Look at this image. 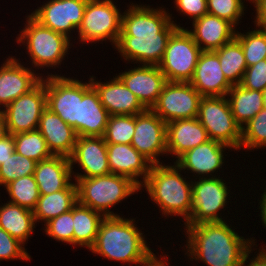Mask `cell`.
Instances as JSON below:
<instances>
[{
	"label": "cell",
	"mask_w": 266,
	"mask_h": 266,
	"mask_svg": "<svg viewBox=\"0 0 266 266\" xmlns=\"http://www.w3.org/2000/svg\"><path fill=\"white\" fill-rule=\"evenodd\" d=\"M122 13L121 32L115 49L126 61L158 66L168 40L181 26L172 21L165 9L133 5Z\"/></svg>",
	"instance_id": "obj_1"
},
{
	"label": "cell",
	"mask_w": 266,
	"mask_h": 266,
	"mask_svg": "<svg viewBox=\"0 0 266 266\" xmlns=\"http://www.w3.org/2000/svg\"><path fill=\"white\" fill-rule=\"evenodd\" d=\"M186 249L192 261H203L207 266H241L243 257L255 240L239 236L225 222H206L185 225Z\"/></svg>",
	"instance_id": "obj_2"
},
{
	"label": "cell",
	"mask_w": 266,
	"mask_h": 266,
	"mask_svg": "<svg viewBox=\"0 0 266 266\" xmlns=\"http://www.w3.org/2000/svg\"><path fill=\"white\" fill-rule=\"evenodd\" d=\"M134 222V219H124L122 216L105 217L90 248L92 253L129 265L146 263L154 253L146 244L144 233Z\"/></svg>",
	"instance_id": "obj_3"
},
{
	"label": "cell",
	"mask_w": 266,
	"mask_h": 266,
	"mask_svg": "<svg viewBox=\"0 0 266 266\" xmlns=\"http://www.w3.org/2000/svg\"><path fill=\"white\" fill-rule=\"evenodd\" d=\"M182 170L174 165L153 164L148 177L140 188H146L151 200L166 216H182L186 223L191 215L192 181L180 174ZM182 175V176H181Z\"/></svg>",
	"instance_id": "obj_4"
},
{
	"label": "cell",
	"mask_w": 266,
	"mask_h": 266,
	"mask_svg": "<svg viewBox=\"0 0 266 266\" xmlns=\"http://www.w3.org/2000/svg\"><path fill=\"white\" fill-rule=\"evenodd\" d=\"M78 202L105 217L120 216L109 208L141 190L131 178L124 175L108 174L90 178H75Z\"/></svg>",
	"instance_id": "obj_5"
},
{
	"label": "cell",
	"mask_w": 266,
	"mask_h": 266,
	"mask_svg": "<svg viewBox=\"0 0 266 266\" xmlns=\"http://www.w3.org/2000/svg\"><path fill=\"white\" fill-rule=\"evenodd\" d=\"M25 28L16 37L17 43L26 45L34 68L58 67L70 48V39L65 35L42 26L31 15L26 19ZM25 43V44H24ZM63 59V60H62Z\"/></svg>",
	"instance_id": "obj_6"
},
{
	"label": "cell",
	"mask_w": 266,
	"mask_h": 266,
	"mask_svg": "<svg viewBox=\"0 0 266 266\" xmlns=\"http://www.w3.org/2000/svg\"><path fill=\"white\" fill-rule=\"evenodd\" d=\"M197 119L209 139L237 151L241 144V126L235 121L226 96L201 97Z\"/></svg>",
	"instance_id": "obj_7"
},
{
	"label": "cell",
	"mask_w": 266,
	"mask_h": 266,
	"mask_svg": "<svg viewBox=\"0 0 266 266\" xmlns=\"http://www.w3.org/2000/svg\"><path fill=\"white\" fill-rule=\"evenodd\" d=\"M201 52L188 29L177 28L170 36L158 66L167 81L190 82Z\"/></svg>",
	"instance_id": "obj_8"
},
{
	"label": "cell",
	"mask_w": 266,
	"mask_h": 266,
	"mask_svg": "<svg viewBox=\"0 0 266 266\" xmlns=\"http://www.w3.org/2000/svg\"><path fill=\"white\" fill-rule=\"evenodd\" d=\"M119 10L113 0H88L82 23L77 29L79 42L97 43L108 39L115 47L122 24Z\"/></svg>",
	"instance_id": "obj_9"
},
{
	"label": "cell",
	"mask_w": 266,
	"mask_h": 266,
	"mask_svg": "<svg viewBox=\"0 0 266 266\" xmlns=\"http://www.w3.org/2000/svg\"><path fill=\"white\" fill-rule=\"evenodd\" d=\"M45 78L46 107L72 126L77 134L80 100L92 87L90 80L82 83L77 79L52 73Z\"/></svg>",
	"instance_id": "obj_10"
},
{
	"label": "cell",
	"mask_w": 266,
	"mask_h": 266,
	"mask_svg": "<svg viewBox=\"0 0 266 266\" xmlns=\"http://www.w3.org/2000/svg\"><path fill=\"white\" fill-rule=\"evenodd\" d=\"M192 181V206L189 220L185 225H197L206 222H220L218 214L227 204L230 193L225 180L212 175L210 178H196Z\"/></svg>",
	"instance_id": "obj_11"
},
{
	"label": "cell",
	"mask_w": 266,
	"mask_h": 266,
	"mask_svg": "<svg viewBox=\"0 0 266 266\" xmlns=\"http://www.w3.org/2000/svg\"><path fill=\"white\" fill-rule=\"evenodd\" d=\"M201 97L189 82L167 81L151 110L166 124L177 119L196 118Z\"/></svg>",
	"instance_id": "obj_12"
},
{
	"label": "cell",
	"mask_w": 266,
	"mask_h": 266,
	"mask_svg": "<svg viewBox=\"0 0 266 266\" xmlns=\"http://www.w3.org/2000/svg\"><path fill=\"white\" fill-rule=\"evenodd\" d=\"M45 78L30 92L21 95L2 111L8 134H18L38 129L43 110L46 108Z\"/></svg>",
	"instance_id": "obj_13"
},
{
	"label": "cell",
	"mask_w": 266,
	"mask_h": 266,
	"mask_svg": "<svg viewBox=\"0 0 266 266\" xmlns=\"http://www.w3.org/2000/svg\"><path fill=\"white\" fill-rule=\"evenodd\" d=\"M167 124L151 109L135 115L131 145L152 164H162L158 157L167 154Z\"/></svg>",
	"instance_id": "obj_14"
},
{
	"label": "cell",
	"mask_w": 266,
	"mask_h": 266,
	"mask_svg": "<svg viewBox=\"0 0 266 266\" xmlns=\"http://www.w3.org/2000/svg\"><path fill=\"white\" fill-rule=\"evenodd\" d=\"M87 1L49 0L30 15L42 26L70 39L71 31L77 30L82 23Z\"/></svg>",
	"instance_id": "obj_15"
},
{
	"label": "cell",
	"mask_w": 266,
	"mask_h": 266,
	"mask_svg": "<svg viewBox=\"0 0 266 266\" xmlns=\"http://www.w3.org/2000/svg\"><path fill=\"white\" fill-rule=\"evenodd\" d=\"M71 166L78 163L85 174H74L73 178H90L111 174L107 159V144L103 137L77 136Z\"/></svg>",
	"instance_id": "obj_16"
},
{
	"label": "cell",
	"mask_w": 266,
	"mask_h": 266,
	"mask_svg": "<svg viewBox=\"0 0 266 266\" xmlns=\"http://www.w3.org/2000/svg\"><path fill=\"white\" fill-rule=\"evenodd\" d=\"M117 76L146 109L156 103L167 82L159 66L154 65L134 67Z\"/></svg>",
	"instance_id": "obj_17"
},
{
	"label": "cell",
	"mask_w": 266,
	"mask_h": 266,
	"mask_svg": "<svg viewBox=\"0 0 266 266\" xmlns=\"http://www.w3.org/2000/svg\"><path fill=\"white\" fill-rule=\"evenodd\" d=\"M43 79L34 70L24 67L16 58L8 57L0 68V105L5 108L12 101L30 92Z\"/></svg>",
	"instance_id": "obj_18"
},
{
	"label": "cell",
	"mask_w": 266,
	"mask_h": 266,
	"mask_svg": "<svg viewBox=\"0 0 266 266\" xmlns=\"http://www.w3.org/2000/svg\"><path fill=\"white\" fill-rule=\"evenodd\" d=\"M202 97L226 96L232 85L225 78L218 55L202 51L189 82Z\"/></svg>",
	"instance_id": "obj_19"
},
{
	"label": "cell",
	"mask_w": 266,
	"mask_h": 266,
	"mask_svg": "<svg viewBox=\"0 0 266 266\" xmlns=\"http://www.w3.org/2000/svg\"><path fill=\"white\" fill-rule=\"evenodd\" d=\"M93 78V76L90 77V82L110 116L136 115L146 110L118 76H113V79L106 83L95 81Z\"/></svg>",
	"instance_id": "obj_20"
},
{
	"label": "cell",
	"mask_w": 266,
	"mask_h": 266,
	"mask_svg": "<svg viewBox=\"0 0 266 266\" xmlns=\"http://www.w3.org/2000/svg\"><path fill=\"white\" fill-rule=\"evenodd\" d=\"M226 148L231 149L228 145L210 139L206 143L186 151L175 160V163L183 171L187 169L191 173H196L195 175L198 174L195 177L199 176L200 178L202 176L201 178H210L212 173L214 174L216 170L218 172L222 168L224 164L223 153Z\"/></svg>",
	"instance_id": "obj_21"
},
{
	"label": "cell",
	"mask_w": 266,
	"mask_h": 266,
	"mask_svg": "<svg viewBox=\"0 0 266 266\" xmlns=\"http://www.w3.org/2000/svg\"><path fill=\"white\" fill-rule=\"evenodd\" d=\"M107 159L112 174L129 177L139 186L144 183L153 165L131 144H107Z\"/></svg>",
	"instance_id": "obj_22"
},
{
	"label": "cell",
	"mask_w": 266,
	"mask_h": 266,
	"mask_svg": "<svg viewBox=\"0 0 266 266\" xmlns=\"http://www.w3.org/2000/svg\"><path fill=\"white\" fill-rule=\"evenodd\" d=\"M192 25L194 29L188 32L202 51H215L231 42L236 35L232 23L209 13L193 20Z\"/></svg>",
	"instance_id": "obj_23"
},
{
	"label": "cell",
	"mask_w": 266,
	"mask_h": 266,
	"mask_svg": "<svg viewBox=\"0 0 266 266\" xmlns=\"http://www.w3.org/2000/svg\"><path fill=\"white\" fill-rule=\"evenodd\" d=\"M38 130L53 155L70 157L73 154L77 140L75 130L47 107L41 114Z\"/></svg>",
	"instance_id": "obj_24"
},
{
	"label": "cell",
	"mask_w": 266,
	"mask_h": 266,
	"mask_svg": "<svg viewBox=\"0 0 266 266\" xmlns=\"http://www.w3.org/2000/svg\"><path fill=\"white\" fill-rule=\"evenodd\" d=\"M167 153L178 159L186 151L206 143L209 139L206 129L196 118L177 119L167 123Z\"/></svg>",
	"instance_id": "obj_25"
},
{
	"label": "cell",
	"mask_w": 266,
	"mask_h": 266,
	"mask_svg": "<svg viewBox=\"0 0 266 266\" xmlns=\"http://www.w3.org/2000/svg\"><path fill=\"white\" fill-rule=\"evenodd\" d=\"M74 173L69 157L53 155L36 163L33 176L40 195H46L65 189L71 183Z\"/></svg>",
	"instance_id": "obj_26"
},
{
	"label": "cell",
	"mask_w": 266,
	"mask_h": 266,
	"mask_svg": "<svg viewBox=\"0 0 266 266\" xmlns=\"http://www.w3.org/2000/svg\"><path fill=\"white\" fill-rule=\"evenodd\" d=\"M109 116L100 102L97 91L92 86L80 100L77 136L103 137Z\"/></svg>",
	"instance_id": "obj_27"
},
{
	"label": "cell",
	"mask_w": 266,
	"mask_h": 266,
	"mask_svg": "<svg viewBox=\"0 0 266 266\" xmlns=\"http://www.w3.org/2000/svg\"><path fill=\"white\" fill-rule=\"evenodd\" d=\"M77 202V185L73 182L63 190L40 195L33 210L35 223L43 221L45 225L51 219L70 211Z\"/></svg>",
	"instance_id": "obj_28"
},
{
	"label": "cell",
	"mask_w": 266,
	"mask_h": 266,
	"mask_svg": "<svg viewBox=\"0 0 266 266\" xmlns=\"http://www.w3.org/2000/svg\"><path fill=\"white\" fill-rule=\"evenodd\" d=\"M0 206V228L25 244L35 228L33 211L7 201Z\"/></svg>",
	"instance_id": "obj_29"
},
{
	"label": "cell",
	"mask_w": 266,
	"mask_h": 266,
	"mask_svg": "<svg viewBox=\"0 0 266 266\" xmlns=\"http://www.w3.org/2000/svg\"><path fill=\"white\" fill-rule=\"evenodd\" d=\"M104 218L102 213L77 202L73 206V245L90 249L95 243Z\"/></svg>",
	"instance_id": "obj_30"
},
{
	"label": "cell",
	"mask_w": 266,
	"mask_h": 266,
	"mask_svg": "<svg viewBox=\"0 0 266 266\" xmlns=\"http://www.w3.org/2000/svg\"><path fill=\"white\" fill-rule=\"evenodd\" d=\"M226 97L233 117L241 127L264 108L262 92L248 90L240 84L232 85Z\"/></svg>",
	"instance_id": "obj_31"
},
{
	"label": "cell",
	"mask_w": 266,
	"mask_h": 266,
	"mask_svg": "<svg viewBox=\"0 0 266 266\" xmlns=\"http://www.w3.org/2000/svg\"><path fill=\"white\" fill-rule=\"evenodd\" d=\"M219 58L222 72L231 85H239L247 68L241 44L234 38L214 51Z\"/></svg>",
	"instance_id": "obj_32"
},
{
	"label": "cell",
	"mask_w": 266,
	"mask_h": 266,
	"mask_svg": "<svg viewBox=\"0 0 266 266\" xmlns=\"http://www.w3.org/2000/svg\"><path fill=\"white\" fill-rule=\"evenodd\" d=\"M15 151L22 156L40 162L53 156L38 129L13 135Z\"/></svg>",
	"instance_id": "obj_33"
},
{
	"label": "cell",
	"mask_w": 266,
	"mask_h": 266,
	"mask_svg": "<svg viewBox=\"0 0 266 266\" xmlns=\"http://www.w3.org/2000/svg\"><path fill=\"white\" fill-rule=\"evenodd\" d=\"M11 198L9 202L33 211L40 197L39 188L33 175L23 176L4 186Z\"/></svg>",
	"instance_id": "obj_34"
},
{
	"label": "cell",
	"mask_w": 266,
	"mask_h": 266,
	"mask_svg": "<svg viewBox=\"0 0 266 266\" xmlns=\"http://www.w3.org/2000/svg\"><path fill=\"white\" fill-rule=\"evenodd\" d=\"M259 28V29H258ZM256 26L253 31L236 32L235 39L241 44L247 67L266 59V30Z\"/></svg>",
	"instance_id": "obj_35"
},
{
	"label": "cell",
	"mask_w": 266,
	"mask_h": 266,
	"mask_svg": "<svg viewBox=\"0 0 266 266\" xmlns=\"http://www.w3.org/2000/svg\"><path fill=\"white\" fill-rule=\"evenodd\" d=\"M135 132V115L109 116L104 140L106 144H131Z\"/></svg>",
	"instance_id": "obj_36"
},
{
	"label": "cell",
	"mask_w": 266,
	"mask_h": 266,
	"mask_svg": "<svg viewBox=\"0 0 266 266\" xmlns=\"http://www.w3.org/2000/svg\"><path fill=\"white\" fill-rule=\"evenodd\" d=\"M266 148V108L241 127L240 149Z\"/></svg>",
	"instance_id": "obj_37"
},
{
	"label": "cell",
	"mask_w": 266,
	"mask_h": 266,
	"mask_svg": "<svg viewBox=\"0 0 266 266\" xmlns=\"http://www.w3.org/2000/svg\"><path fill=\"white\" fill-rule=\"evenodd\" d=\"M36 163L33 159L22 156L14 151L0 165V186L3 185L4 187L13 180L23 176L33 175Z\"/></svg>",
	"instance_id": "obj_38"
},
{
	"label": "cell",
	"mask_w": 266,
	"mask_h": 266,
	"mask_svg": "<svg viewBox=\"0 0 266 266\" xmlns=\"http://www.w3.org/2000/svg\"><path fill=\"white\" fill-rule=\"evenodd\" d=\"M245 2L243 0H207L209 14L228 20L235 27L244 15Z\"/></svg>",
	"instance_id": "obj_39"
},
{
	"label": "cell",
	"mask_w": 266,
	"mask_h": 266,
	"mask_svg": "<svg viewBox=\"0 0 266 266\" xmlns=\"http://www.w3.org/2000/svg\"><path fill=\"white\" fill-rule=\"evenodd\" d=\"M43 229L54 240L73 245V207L70 211L51 219Z\"/></svg>",
	"instance_id": "obj_40"
},
{
	"label": "cell",
	"mask_w": 266,
	"mask_h": 266,
	"mask_svg": "<svg viewBox=\"0 0 266 266\" xmlns=\"http://www.w3.org/2000/svg\"><path fill=\"white\" fill-rule=\"evenodd\" d=\"M16 238L0 228V260H31L30 254Z\"/></svg>",
	"instance_id": "obj_41"
},
{
	"label": "cell",
	"mask_w": 266,
	"mask_h": 266,
	"mask_svg": "<svg viewBox=\"0 0 266 266\" xmlns=\"http://www.w3.org/2000/svg\"><path fill=\"white\" fill-rule=\"evenodd\" d=\"M240 85L248 90L262 92L266 88V59L255 65L248 66Z\"/></svg>",
	"instance_id": "obj_42"
},
{
	"label": "cell",
	"mask_w": 266,
	"mask_h": 266,
	"mask_svg": "<svg viewBox=\"0 0 266 266\" xmlns=\"http://www.w3.org/2000/svg\"><path fill=\"white\" fill-rule=\"evenodd\" d=\"M174 3L178 11L191 16L193 20L208 13L207 0H175Z\"/></svg>",
	"instance_id": "obj_43"
},
{
	"label": "cell",
	"mask_w": 266,
	"mask_h": 266,
	"mask_svg": "<svg viewBox=\"0 0 266 266\" xmlns=\"http://www.w3.org/2000/svg\"><path fill=\"white\" fill-rule=\"evenodd\" d=\"M15 151V142L12 134L0 140V165Z\"/></svg>",
	"instance_id": "obj_44"
},
{
	"label": "cell",
	"mask_w": 266,
	"mask_h": 266,
	"mask_svg": "<svg viewBox=\"0 0 266 266\" xmlns=\"http://www.w3.org/2000/svg\"><path fill=\"white\" fill-rule=\"evenodd\" d=\"M256 8L255 24L257 27H266V0H250Z\"/></svg>",
	"instance_id": "obj_45"
},
{
	"label": "cell",
	"mask_w": 266,
	"mask_h": 266,
	"mask_svg": "<svg viewBox=\"0 0 266 266\" xmlns=\"http://www.w3.org/2000/svg\"><path fill=\"white\" fill-rule=\"evenodd\" d=\"M251 251H253L252 247L249 248V250L246 252L245 256L243 257L241 266H266V249H265V247L263 248V246H262L261 251L258 252V254H256L257 256L254 258H251V260L249 261L250 263L247 264L248 263L247 259H249V254L252 253Z\"/></svg>",
	"instance_id": "obj_46"
},
{
	"label": "cell",
	"mask_w": 266,
	"mask_h": 266,
	"mask_svg": "<svg viewBox=\"0 0 266 266\" xmlns=\"http://www.w3.org/2000/svg\"><path fill=\"white\" fill-rule=\"evenodd\" d=\"M165 258L166 256L164 255L163 257L161 256V258L159 259L154 254L146 263L143 264V266H169L167 265L168 263L166 262V260L168 259L167 258L165 259Z\"/></svg>",
	"instance_id": "obj_47"
},
{
	"label": "cell",
	"mask_w": 266,
	"mask_h": 266,
	"mask_svg": "<svg viewBox=\"0 0 266 266\" xmlns=\"http://www.w3.org/2000/svg\"><path fill=\"white\" fill-rule=\"evenodd\" d=\"M264 189L265 190H264L263 194H261L262 197H261L260 202H259V204H260L259 209L261 210L259 216H261L263 226H265V228H266V188H264Z\"/></svg>",
	"instance_id": "obj_48"
},
{
	"label": "cell",
	"mask_w": 266,
	"mask_h": 266,
	"mask_svg": "<svg viewBox=\"0 0 266 266\" xmlns=\"http://www.w3.org/2000/svg\"><path fill=\"white\" fill-rule=\"evenodd\" d=\"M8 135L6 120L3 111L0 108V140Z\"/></svg>",
	"instance_id": "obj_49"
},
{
	"label": "cell",
	"mask_w": 266,
	"mask_h": 266,
	"mask_svg": "<svg viewBox=\"0 0 266 266\" xmlns=\"http://www.w3.org/2000/svg\"><path fill=\"white\" fill-rule=\"evenodd\" d=\"M263 105L266 108V88L262 91Z\"/></svg>",
	"instance_id": "obj_50"
}]
</instances>
